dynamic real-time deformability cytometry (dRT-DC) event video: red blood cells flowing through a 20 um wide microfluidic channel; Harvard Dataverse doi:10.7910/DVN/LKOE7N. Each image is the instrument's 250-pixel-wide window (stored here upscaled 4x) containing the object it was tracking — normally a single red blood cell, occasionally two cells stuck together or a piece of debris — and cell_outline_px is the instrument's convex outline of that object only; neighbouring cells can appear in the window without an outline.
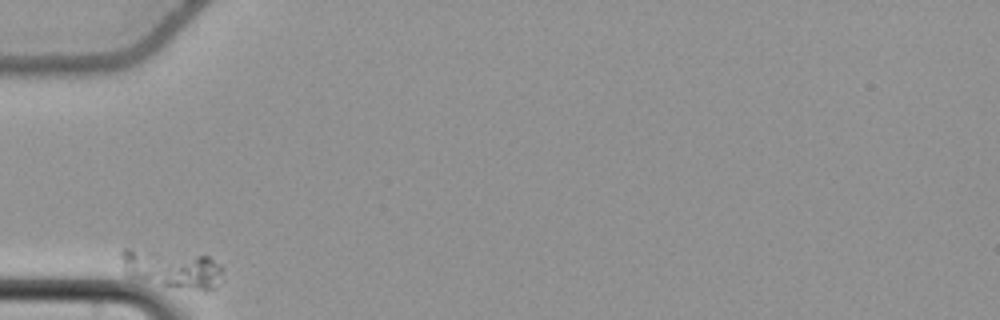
{"species": "common noctule bat (a hibernating species)", "species_latin": "Nyctalus noctula", "temperature_condition": "cold", "stored_images_in_passage": 33, "camera_frame_rate_fps": 3000, "um_per_image_px": 0.085, "animal": {"sex": "female", "body_mass_g": 22.7, "forearm_length_mm": 54.2}, "frame": {"image": 1, "passage_image": 1, "time_ms": 0.0, "image_size_px": [1000, 320], "cell_outline_px": [[224, 280], [212, 288], [204, 292], [136, 280], [128, 276], [124, 272], [120, 256], [120, 252], [124, 248], [128, 248], [208, 256], [224, 268]], "centroid_in_image_um": [14.65, 22.86], "position_along_channel_um": 70.4, "area_um2": 23.18}}
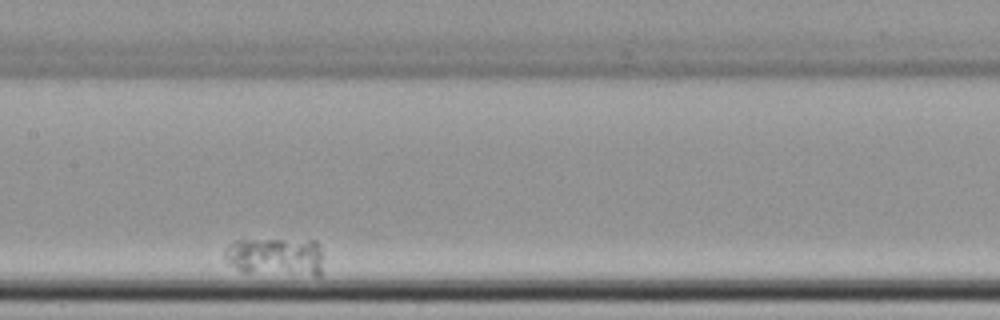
{"frame": {"image": 2, "passage_image": 14, "time_ms": 4.333, "image_size_px": [1000, 320], "cell_outline_px": [[320, 276], [312, 276], [244, 272], [228, 264], [224, 260], [224, 248], [228, 244], [236, 240], [316, 240], [320, 244]], "centroid_in_image_um": [23.38, 21.82], "position_along_channel_um": 184.0, "area_um2": 22.31}}
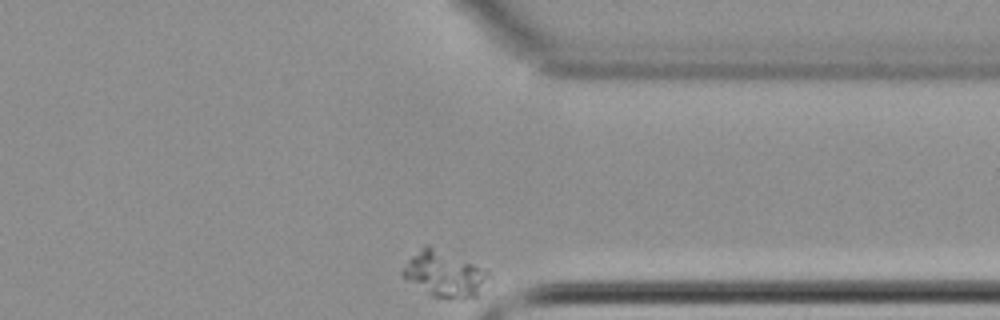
{"frame": {"image": 3, "passage_image": 33, "time_ms": 10.667, "image_size_px": [1000, 320], "cell_outline_px": [[488, 272], [480, 296], [476, 300], [432, 296], [400, 276], [400, 272], [408, 260], [412, 256], [428, 244], [472, 264]], "centroid_in_image_um": [37.75, 23.34], "position_along_channel_um": 373.7, "area_um2": 22.43}}